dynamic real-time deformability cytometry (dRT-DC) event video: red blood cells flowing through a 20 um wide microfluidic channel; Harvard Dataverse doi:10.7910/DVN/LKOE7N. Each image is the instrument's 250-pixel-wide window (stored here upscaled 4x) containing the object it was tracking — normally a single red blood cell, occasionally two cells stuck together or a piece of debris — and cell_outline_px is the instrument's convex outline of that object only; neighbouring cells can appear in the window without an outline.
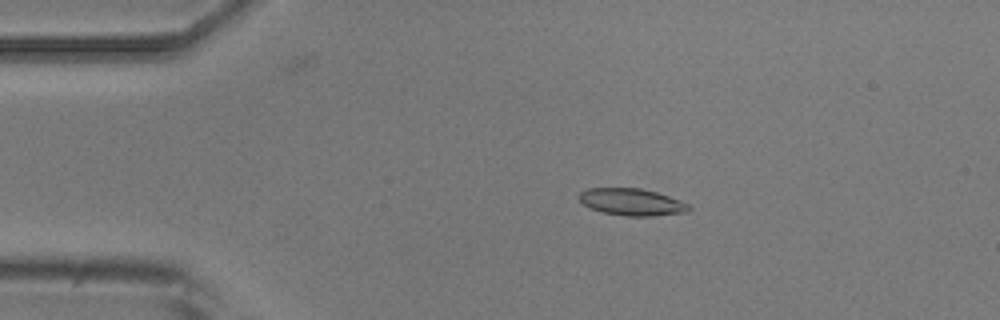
{"species": "common noctule bat (a hibernating species)", "species_latin": "Nyctalus noctula", "temperature_condition": "room temperature", "stored_images_in_passage": 4, "camera_frame_rate_fps": 3000, "um_per_image_px": 0.085, "animal": {"sex": "male", "body_mass_g": 20.5, "forearm_length_mm": 52.5}, "frame": {"image": 1, "passage_image": 3, "time_ms": 2.333, "image_size_px": [1000, 320], "cell_outline_px": [[692, 208], [688, 212], [652, 216], [624, 216], [604, 212], [592, 208], [584, 204], [580, 200], [580, 192], [588, 188], [640, 188], [656, 192], [680, 200], [688, 204]], "centroid_in_image_um": [53.74, 17.17], "position_along_channel_um": 31.3, "area_um2": 17.11}}